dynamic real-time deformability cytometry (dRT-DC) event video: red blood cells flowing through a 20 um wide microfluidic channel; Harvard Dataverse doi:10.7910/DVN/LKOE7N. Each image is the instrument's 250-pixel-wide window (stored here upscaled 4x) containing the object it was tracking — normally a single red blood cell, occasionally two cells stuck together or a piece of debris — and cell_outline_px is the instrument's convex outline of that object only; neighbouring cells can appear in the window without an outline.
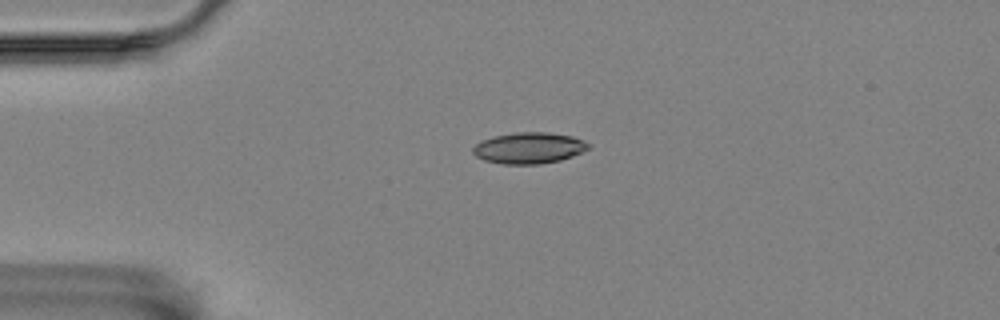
{"species": "Egyptian fruit bat (a non-hibernating species)", "species_latin": "Rousettus aegyptiacus", "temperature_condition": "room temperature", "stored_images_in_passage": 36, "camera_frame_rate_fps": 3000, "um_per_image_px": 0.085, "animal": {"sex": "female"}, "frame": {"image": 1, "passage_image": 1, "time_ms": 0.0, "image_size_px": [1000, 320], "cell_outline_px": [[592, 148], [572, 156], [560, 160], [540, 164], [504, 164], [484, 160], [476, 156], [472, 152], [472, 148], [476, 144], [484, 140], [496, 136], [516, 132], [548, 132], [572, 136], [584, 140], [592, 144]], "centroid_in_image_um": [45.02, 12.58], "position_along_channel_um": 40.0, "area_um2": 21.04}}
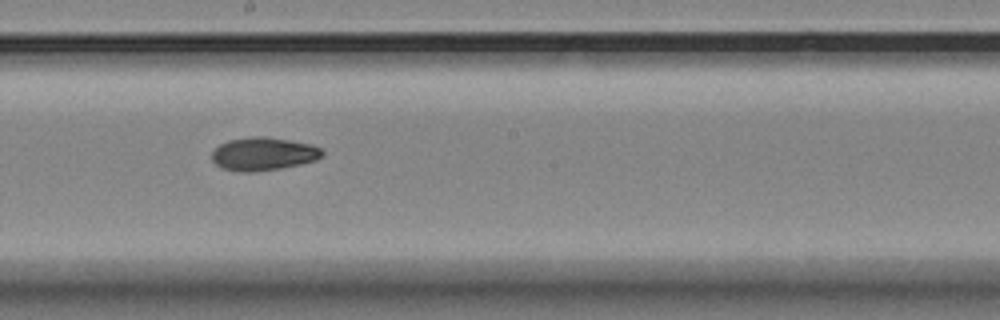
{"frame": {"image": 2, "passage_image": 19, "time_ms": 6.0, "image_size_px": [1000, 320], "cell_outline_px": [[324, 156], [316, 160], [300, 164], [280, 168], [256, 172], [240, 172], [220, 168], [212, 160], [212, 152], [220, 144], [228, 140], [252, 136], [264, 136], [288, 140], [308, 144], [320, 148], [324, 152]], "centroid_in_image_um": [22.36, 13.09], "position_along_channel_um": 225.8, "area_um2": 21.33}}
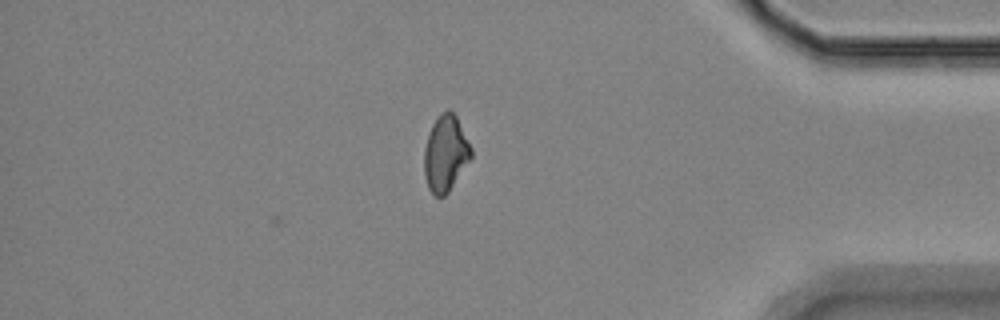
{"frame": {"image": 3, "passage_image": 36, "time_ms": 11.667, "image_size_px": [1000, 320], "cell_outline_px": [[472, 156], [448, 192], [444, 196], [436, 196], [428, 188], [424, 176], [424, 148], [428, 132], [432, 124], [448, 108], [456, 116], [472, 148]], "centroid_in_image_um": [37.85, 13.05], "position_along_channel_um": 397.3, "area_um2": 20.58}, "authors_computed_cell_mechanics": {"area_um2": 20.9525, "velocity_mm_per_s": 3.5481, "shape_relaxation_time_tau1_ms": 6.903, "shape_relaxation_time_tau2_ms": 5.4787, "deformation_change_tau1": 0.1493, "deformation_change_tau2": 0.0833}}